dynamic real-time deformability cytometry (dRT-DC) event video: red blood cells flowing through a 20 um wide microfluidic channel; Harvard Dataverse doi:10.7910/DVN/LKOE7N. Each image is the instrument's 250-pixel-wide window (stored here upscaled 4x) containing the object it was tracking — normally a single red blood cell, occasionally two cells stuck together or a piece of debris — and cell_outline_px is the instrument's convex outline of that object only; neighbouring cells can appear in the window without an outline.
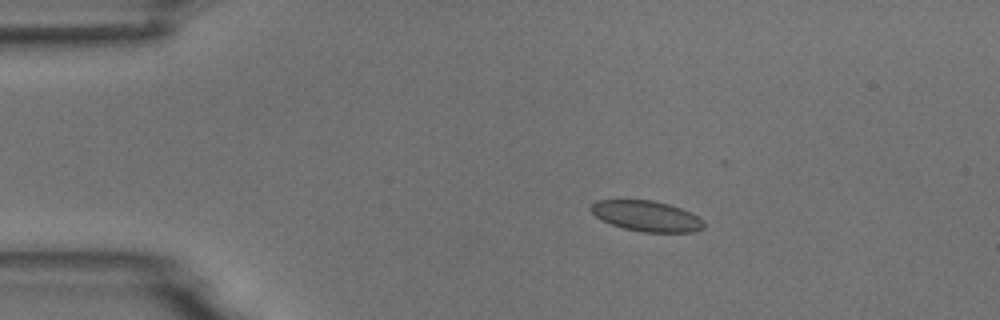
{"species": "common noctule bat (a hibernating species)", "species_latin": "Nyctalus noctula", "temperature_condition": "room temperature", "stored_images_in_passage": 8, "camera_frame_rate_fps": 3000, "um_per_image_px": 0.085, "animal": {"sex": "male", "body_mass_g": 18.8}, "frame": {"image": 1, "passage_image": 3, "time_ms": 2.333, "image_size_px": [1000, 320], "cell_outline_px": [[704, 228], [696, 232], [640, 232], [624, 228], [612, 224], [596, 216], [588, 208], [596, 200], [652, 200], [668, 204], [692, 212], [704, 220]], "centroid_in_image_um": [55.0, 18.37], "position_along_channel_um": 30.0, "area_um2": 20.17}}
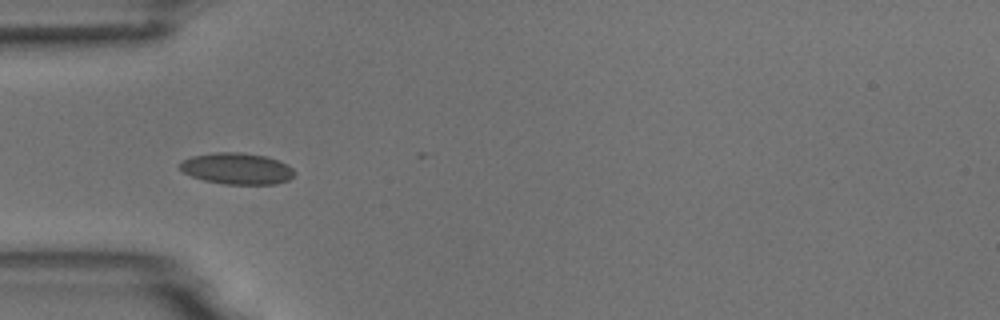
{"frame": {"image": 2, "passage_image": 5, "time_ms": 4.667, "image_size_px": [1000, 320], "cell_outline_px": [[296, 172], [288, 180], [276, 184], [224, 184], [204, 180], [192, 176], [184, 172], [180, 168], [180, 164], [184, 160], [192, 156], [216, 152], [240, 152], [264, 156], [288, 164]], "centroid_in_image_um": [20.16, 14.33], "position_along_channel_um": 64.8, "area_um2": 20.75}}